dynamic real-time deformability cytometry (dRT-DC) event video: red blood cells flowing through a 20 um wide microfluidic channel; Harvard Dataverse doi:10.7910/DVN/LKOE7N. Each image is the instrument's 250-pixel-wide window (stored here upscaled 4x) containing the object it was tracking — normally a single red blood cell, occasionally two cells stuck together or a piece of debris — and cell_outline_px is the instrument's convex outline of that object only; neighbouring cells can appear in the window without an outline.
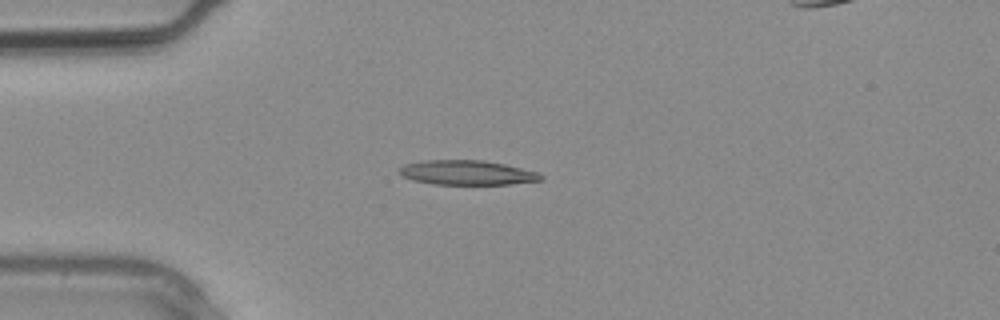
{"species": "common noctule bat (a hibernating species)", "species_latin": "Nyctalus noctula", "temperature_condition": "warm", "stored_images_in_passage": 3, "camera_frame_rate_fps": 3000, "um_per_image_px": 0.085, "animal": {"sex": "male", "body_mass_g": 20.4}, "frame": {"image": 1, "passage_image": 3, "time_ms": 0.667, "image_size_px": [1000, 320], "cell_outline_px": [[544, 180], [508, 184], [432, 184], [412, 180], [396, 172], [404, 164], [424, 160], [484, 160], [504, 164], [536, 172], [544, 176]], "centroid_in_image_um": [39.67, 14.67], "position_along_channel_um": 45.3, "area_um2": 20.23}}